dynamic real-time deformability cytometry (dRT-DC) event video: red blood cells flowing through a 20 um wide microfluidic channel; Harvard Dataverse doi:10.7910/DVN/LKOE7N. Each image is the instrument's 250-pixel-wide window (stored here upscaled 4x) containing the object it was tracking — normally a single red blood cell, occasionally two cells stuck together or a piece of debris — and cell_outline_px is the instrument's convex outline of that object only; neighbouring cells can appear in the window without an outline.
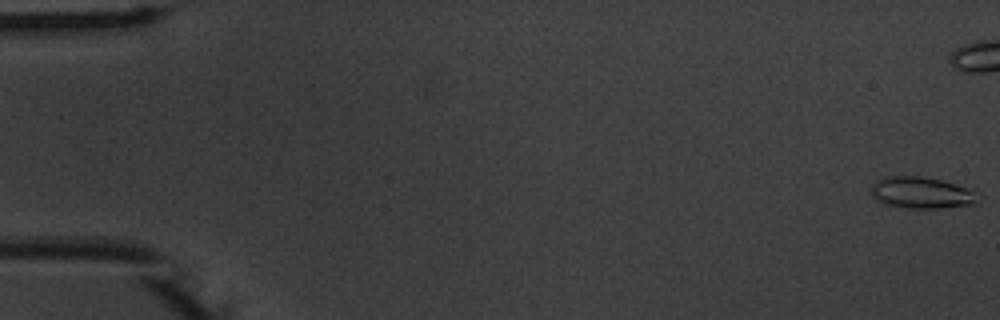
{"species": "common noctule bat (a hibernating species)", "species_latin": "Nyctalus noctula", "temperature_condition": "warm", "stored_images_in_passage": 56, "camera_frame_rate_fps": 3000, "um_per_image_px": 0.085, "animal": {"sex": "male", "body_mass_g": 20.1, "forearm_length_mm": 53.5}, "frame": {"image": 1, "passage_image": 1, "time_ms": 0.0, "image_size_px": [1000, 320], "cell_outline_px": [[972, 204], [940, 208], [908, 208], [884, 204], [876, 200], [872, 196], [872, 184], [876, 180], [884, 176], [924, 176], [956, 184], [972, 192]], "centroid_in_image_um": [78.16, 16.37], "position_along_channel_um": 6.8, "area_um2": 19.07}}
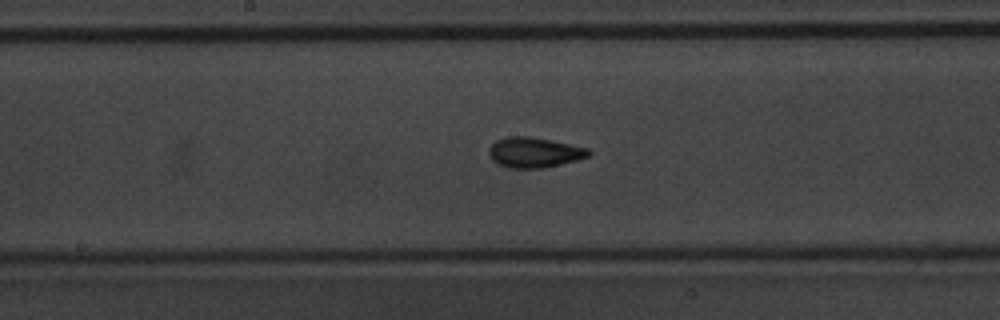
{"frame": {"image": 2, "passage_image": 29, "time_ms": 9.333, "image_size_px": [1000, 320], "cell_outline_px": [[592, 152], [588, 156], [576, 160], [560, 164], [540, 168], [508, 168], [496, 164], [492, 160], [488, 152], [488, 148], [496, 140], [508, 136], [528, 136], [588, 148]], "centroid_in_image_um": [45.35, 12.96], "position_along_channel_um": 202.8, "area_um2": 17.46}}
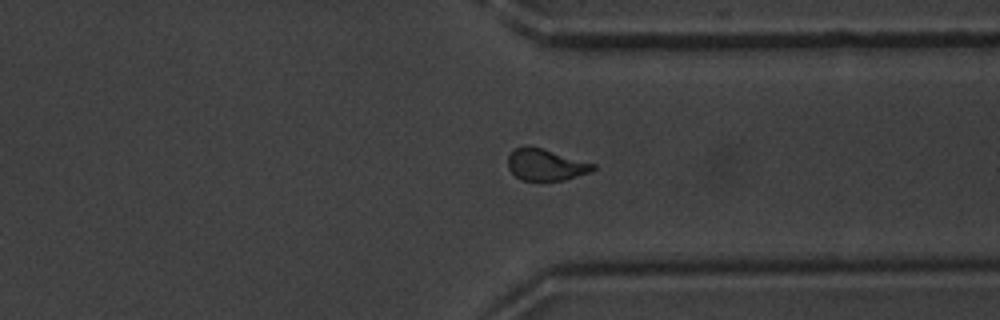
{"frame": {"image": 3, "passage_image": 42, "time_ms": 13.667, "image_size_px": [1000, 320], "cell_outline_px": [[596, 168], [592, 172], [564, 180], [520, 180], [508, 168], [508, 156], [512, 148], [524, 144], [528, 144], [596, 164]], "centroid_in_image_um": [46.36, 13.97], "position_along_channel_um": 365.0, "area_um2": 15.95}, "authors_computed_cell_mechanics": {"area_um2": 16.5019, "velocity_mm_per_s": 3.7564, "shape_relaxation_time_tau1_ms": 5.7604, "shape_relaxation_time_tau2_ms": 1.3648, "deformation_change_tau1": 0.1579, "deformation_change_tau2": 0.0823}}